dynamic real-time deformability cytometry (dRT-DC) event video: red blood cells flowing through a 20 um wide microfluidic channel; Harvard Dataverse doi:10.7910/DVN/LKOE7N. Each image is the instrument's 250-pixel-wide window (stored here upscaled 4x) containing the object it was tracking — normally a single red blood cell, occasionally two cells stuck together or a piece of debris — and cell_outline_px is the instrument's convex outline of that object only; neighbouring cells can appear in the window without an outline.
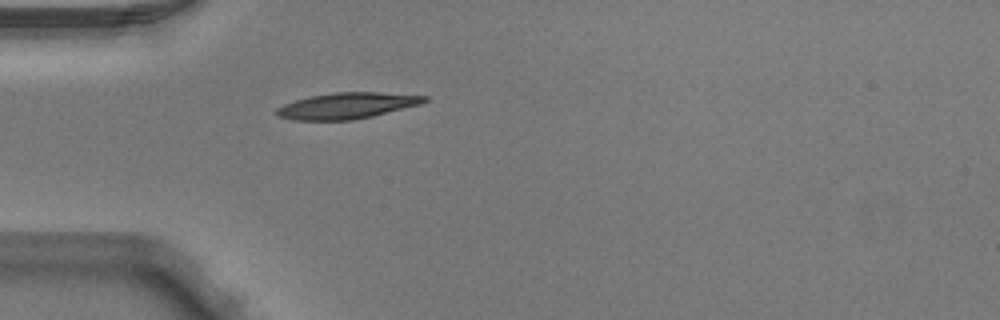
{"species": "Egyptian fruit bat (a non-hibernating species)", "species_latin": "Rousettus aegyptiacus", "temperature_condition": "warm", "stored_images_in_passage": 1, "camera_frame_rate_fps": 3000, "um_per_image_px": 0.085, "animal": {"sex": "male"}, "frame": {"image": 1, "passage_image": 1, "time_ms": 0.0, "image_size_px": [1000, 320], "cell_outline_px": [[428, 100], [420, 104], [372, 116], [352, 120], [292, 120], [276, 116], [276, 108], [284, 104], [296, 100], [312, 96], [332, 92], [376, 92], [428, 96]], "centroid_in_image_um": [29.46, 8.98], "position_along_channel_um": 55.5, "area_um2": 22.31}}